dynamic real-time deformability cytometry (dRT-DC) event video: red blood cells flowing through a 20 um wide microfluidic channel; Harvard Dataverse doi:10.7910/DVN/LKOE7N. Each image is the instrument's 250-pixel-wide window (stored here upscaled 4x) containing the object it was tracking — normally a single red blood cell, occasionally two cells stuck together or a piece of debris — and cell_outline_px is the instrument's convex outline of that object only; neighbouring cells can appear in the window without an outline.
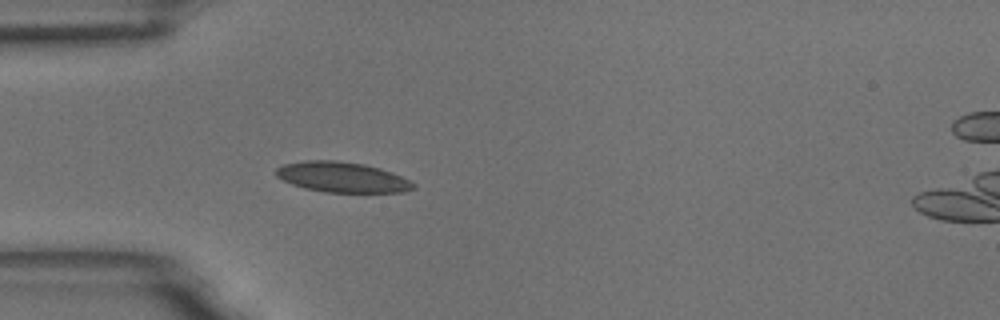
{"species": "common noctule bat (a hibernating species)", "species_latin": "Nyctalus noctula", "temperature_condition": "room temperature", "stored_images_in_passage": 5, "camera_frame_rate_fps": 3000, "um_per_image_px": 0.085, "animal": {"sex": "male", "body_mass_g": 18.8}, "frame": {"image": 1, "passage_image": 4, "time_ms": 1.0, "image_size_px": [1000, 320], "cell_outline_px": [[416, 188], [404, 192], [324, 192], [304, 188], [292, 184], [276, 176], [276, 168], [284, 164], [304, 160], [336, 160], [364, 164], [380, 168], [392, 172], [416, 184]], "centroid_in_image_um": [29.09, 15.05], "position_along_channel_um": 55.9, "area_um2": 24.28}}